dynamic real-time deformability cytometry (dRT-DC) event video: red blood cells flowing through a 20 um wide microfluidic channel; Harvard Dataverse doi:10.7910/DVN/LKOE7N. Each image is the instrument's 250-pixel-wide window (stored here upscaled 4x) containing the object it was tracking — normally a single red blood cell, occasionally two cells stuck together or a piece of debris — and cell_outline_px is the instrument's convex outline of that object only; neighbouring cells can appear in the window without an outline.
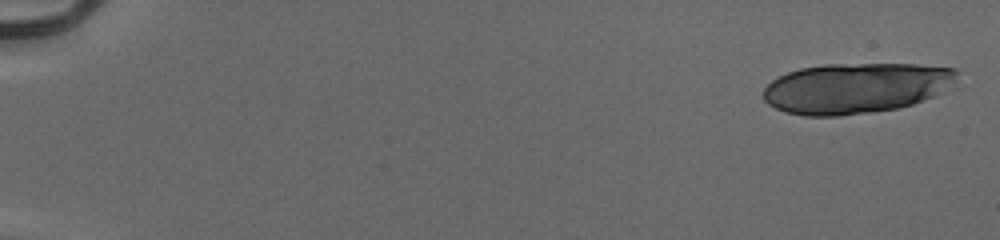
{"species": "human", "species_latin": "Homo sapiens", "temperature_condition": "cold", "stored_images_in_passage": 21, "camera_frame_rate_fps": 3000, "um_per_image_px": 0.085, "donor": {"sex": "male"}, "frame": {"image": 1, "passage_image": 1, "time_ms": 0.0, "image_size_px": [1000, 240], "cell_outline_px": [[960, 72], [956, 80], [944, 92], [912, 104], [896, 108], [872, 112], [836, 116], [804, 116], [784, 112], [768, 104], [764, 100], [764, 88], [772, 80], [788, 72], [800, 68], [824, 64], [916, 64], [956, 68]], "centroid_in_image_um": [72.76, 7.48], "position_along_channel_um": 12.2, "area_um2": 57.22}}
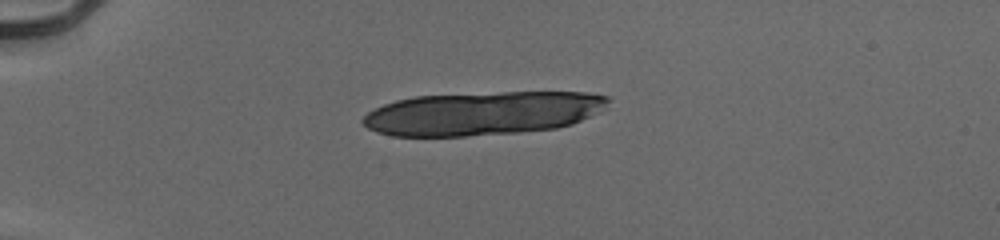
{"frame": {"image": 2, "passage_image": 14, "time_ms": 4.333, "image_size_px": [1000, 240], "cell_outline_px": [[612, 100], [600, 112], [572, 124], [556, 128], [516, 132], [464, 136], [392, 136], [376, 132], [368, 128], [360, 120], [368, 112], [384, 104], [396, 100], [416, 96], [504, 92], [588, 92], [608, 96]], "centroid_in_image_um": [41.04, 9.62], "position_along_channel_um": 44.0, "area_um2": 62.25}}